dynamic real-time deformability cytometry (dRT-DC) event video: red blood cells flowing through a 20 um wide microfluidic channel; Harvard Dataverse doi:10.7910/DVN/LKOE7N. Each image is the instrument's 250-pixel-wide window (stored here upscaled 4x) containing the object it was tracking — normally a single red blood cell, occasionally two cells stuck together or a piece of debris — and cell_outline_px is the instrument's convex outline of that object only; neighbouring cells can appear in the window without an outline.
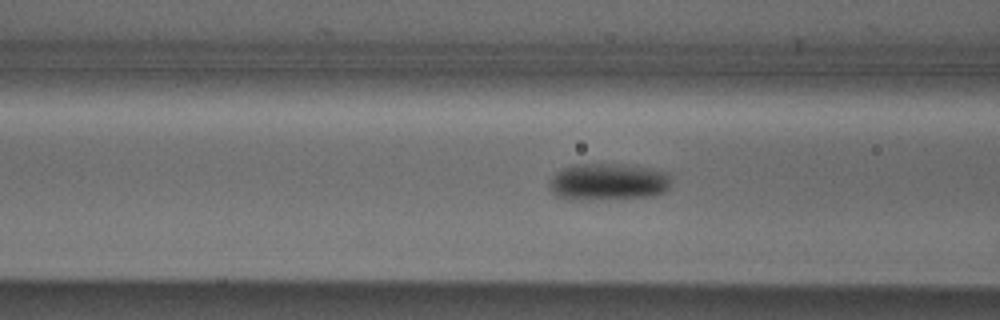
{"species": "Egyptian fruit bat (a non-hibernating species)", "species_latin": "Rousettus aegyptiacus", "temperature_condition": "cold", "stored_images_in_passage": 30, "camera_frame_rate_fps": 3000, "um_per_image_px": 0.085, "animal": {"sex": "male"}, "frame": {"image": 1, "passage_image": 8, "time_ms": 2.333, "image_size_px": [1000, 320], "cell_outline_px": [[668, 188], [664, 192], [656, 196], [576, 200], [568, 200], [556, 196], [552, 192], [548, 184], [552, 176], [556, 172], [572, 164], [612, 164], [644, 168], [664, 172], [668, 176]], "centroid_in_image_um": [51.59, 15.48], "position_along_channel_um": 115.0, "area_um2": 25.89}}
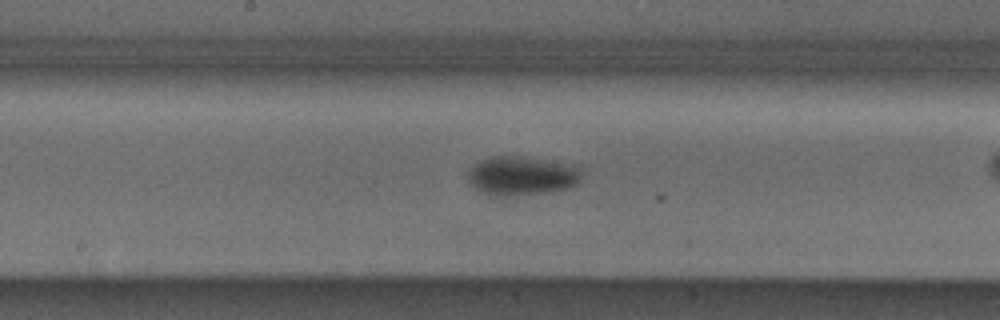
{"frame": {"image": 2, "passage_image": 15, "time_ms": 4.667, "image_size_px": [1000, 320], "cell_outline_px": [[580, 180], [576, 184], [568, 188], [552, 192], [504, 196], [492, 196], [476, 188], [468, 180], [468, 168], [480, 160], [488, 156], [516, 156], [572, 164], [580, 168]], "centroid_in_image_um": [44.33, 14.94], "position_along_channel_um": 203.9, "area_um2": 25.84}}
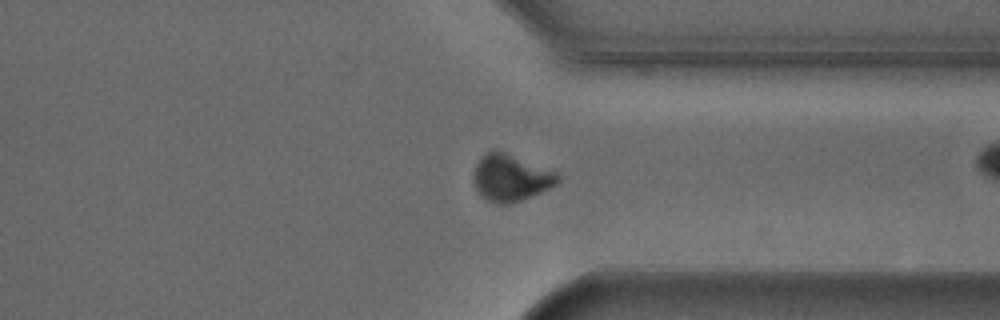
{"frame": {"image": 3, "passage_image": 28, "time_ms": 9.0, "image_size_px": [1000, 320], "cell_outline_px": [[560, 180], [556, 184], [532, 196], [508, 204], [500, 204], [488, 200], [480, 196], [472, 180], [472, 172], [480, 156], [488, 152], [504, 152], [556, 172], [560, 176]], "centroid_in_image_um": [43.37, 15.13], "position_along_channel_um": 368.0, "area_um2": 22.66}, "authors_computed_cell_mechanics": {"area_um2": 24.7962, "velocity_mm_per_s": 3.817, "shape_relaxation_time_tau1_ms": 2.7924, "shape_relaxation_time_tau2_ms": 3.786, "deformation_change_tau1": 0.0961, "deformation_change_tau2": 0.052}}